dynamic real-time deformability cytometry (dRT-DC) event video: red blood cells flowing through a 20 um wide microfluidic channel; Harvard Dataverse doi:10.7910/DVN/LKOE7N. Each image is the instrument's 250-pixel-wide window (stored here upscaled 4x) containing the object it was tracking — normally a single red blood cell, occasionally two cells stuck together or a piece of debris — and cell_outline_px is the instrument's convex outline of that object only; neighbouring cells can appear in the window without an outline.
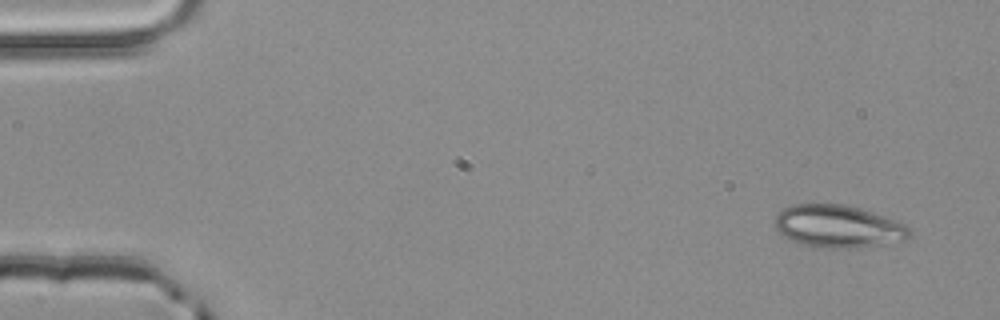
{"species": "common noctule bat (a hibernating species)", "species_latin": "Nyctalus noctula", "temperature_condition": "room temperature", "stored_images_in_passage": 9, "camera_frame_rate_fps": 3000, "um_per_image_px": 0.085, "animal": {"sex": "male", "body_mass_g": 20.4}, "frame": {"image": 1, "passage_image": 1, "time_ms": 0.0, "image_size_px": [1000, 320], "cell_outline_px": [[908, 236], [904, 240], [856, 248], [820, 248], [800, 244], [784, 236], [776, 228], [776, 216], [784, 208], [792, 204], [844, 204], [860, 208], [896, 220], [904, 224], [908, 228]], "centroid_in_image_um": [71.21, 19.24], "position_along_channel_um": 13.8, "area_um2": 33.06}}
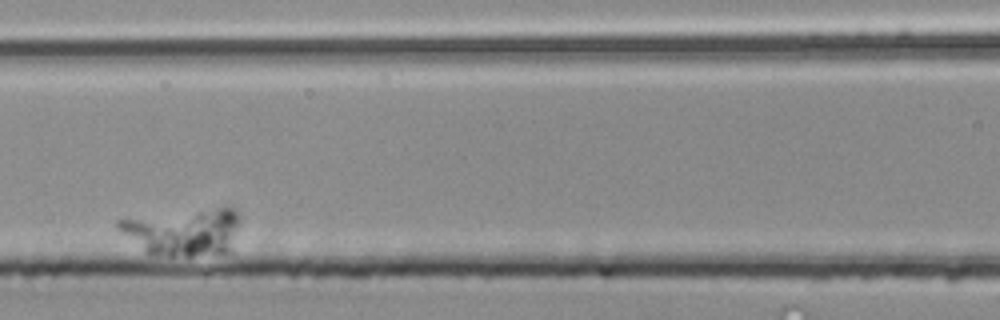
{"frame": {"image": 2, "passage_image": 6, "time_ms": 1.667, "image_size_px": [1000, 320], "cell_outline_px": [[240, 220], [232, 252], [188, 256], [168, 256], [148, 252], [116, 228], [116, 220], [216, 208], [232, 208], [240, 216]], "centroid_in_image_um": [15.67, 19.73], "position_along_channel_um": 150.9, "area_um2": 32.66}}
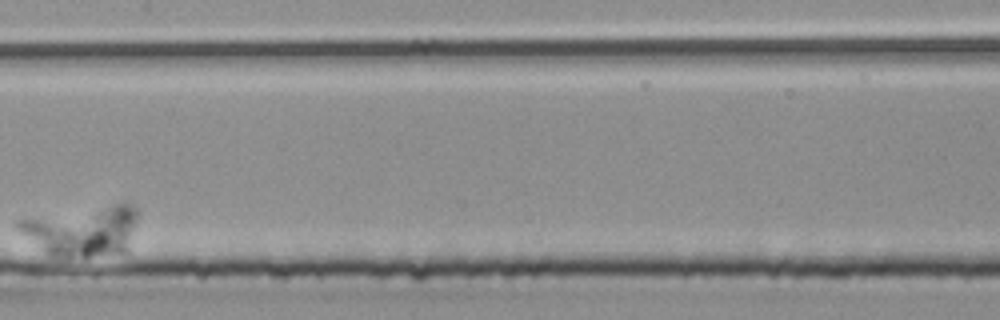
{"frame": {"image": 3, "passage_image": 7, "time_ms": 2.0, "image_size_px": [1000, 320], "cell_outline_px": [[136, 220], [128, 252], [88, 256], [48, 256], [20, 232], [16, 228], [16, 220], [112, 204], [132, 204], [136, 208]], "centroid_in_image_um": [7.0, 19.63], "position_along_channel_um": 200.4, "area_um2": 34.56}}